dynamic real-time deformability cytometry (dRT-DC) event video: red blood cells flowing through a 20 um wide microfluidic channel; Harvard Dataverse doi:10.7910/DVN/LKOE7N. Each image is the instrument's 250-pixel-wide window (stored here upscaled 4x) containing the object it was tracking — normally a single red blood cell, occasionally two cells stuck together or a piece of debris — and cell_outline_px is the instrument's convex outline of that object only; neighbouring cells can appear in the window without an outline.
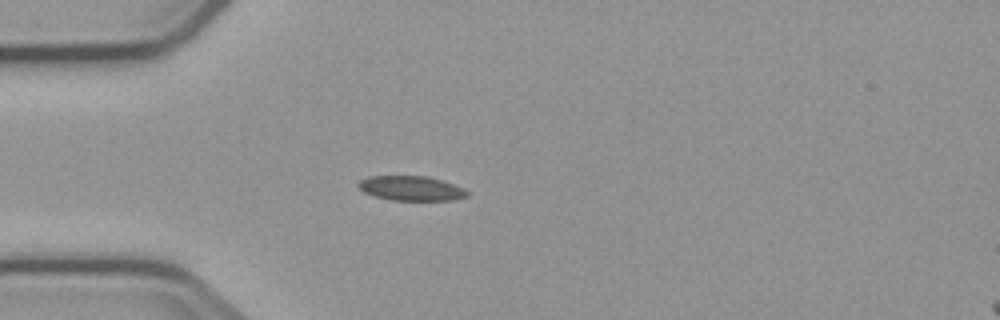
{"species": "common noctule bat (a hibernating species)", "species_latin": "Nyctalus noctula", "temperature_condition": "cold", "stored_images_in_passage": 1, "camera_frame_rate_fps": 3000, "um_per_image_px": 0.085, "animal": {"sex": "male", "body_mass_g": 23.1, "forearm_length_mm": 52.7}, "frame": {"image": 1, "passage_image": 1, "time_ms": 0.0, "image_size_px": [1000, 320], "cell_outline_px": [[468, 196], [452, 200], [392, 200], [376, 196], [364, 192], [356, 184], [360, 180], [368, 176], [424, 176], [444, 180], [464, 188], [468, 192]], "centroid_in_image_um": [34.96, 16.0], "position_along_channel_um": 50.0, "area_um2": 15.61}}